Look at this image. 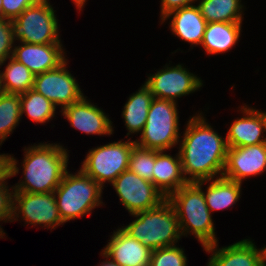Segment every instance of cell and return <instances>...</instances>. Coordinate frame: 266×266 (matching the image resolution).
Listing matches in <instances>:
<instances>
[{"instance_id": "obj_9", "label": "cell", "mask_w": 266, "mask_h": 266, "mask_svg": "<svg viewBox=\"0 0 266 266\" xmlns=\"http://www.w3.org/2000/svg\"><path fill=\"white\" fill-rule=\"evenodd\" d=\"M19 217L32 227L40 225L42 228L54 230L57 226L64 224L54 192H13L12 222L17 221Z\"/></svg>"}, {"instance_id": "obj_22", "label": "cell", "mask_w": 266, "mask_h": 266, "mask_svg": "<svg viewBox=\"0 0 266 266\" xmlns=\"http://www.w3.org/2000/svg\"><path fill=\"white\" fill-rule=\"evenodd\" d=\"M153 99L151 90L145 84L133 95H130L122 111V117L128 130L126 136L139 132L141 134Z\"/></svg>"}, {"instance_id": "obj_33", "label": "cell", "mask_w": 266, "mask_h": 266, "mask_svg": "<svg viewBox=\"0 0 266 266\" xmlns=\"http://www.w3.org/2000/svg\"><path fill=\"white\" fill-rule=\"evenodd\" d=\"M17 162L16 158L10 154H0V183H7L8 178L19 173Z\"/></svg>"}, {"instance_id": "obj_14", "label": "cell", "mask_w": 266, "mask_h": 266, "mask_svg": "<svg viewBox=\"0 0 266 266\" xmlns=\"http://www.w3.org/2000/svg\"><path fill=\"white\" fill-rule=\"evenodd\" d=\"M211 253L207 266H266V247L258 249L251 239L219 248L218 242L204 247Z\"/></svg>"}, {"instance_id": "obj_24", "label": "cell", "mask_w": 266, "mask_h": 266, "mask_svg": "<svg viewBox=\"0 0 266 266\" xmlns=\"http://www.w3.org/2000/svg\"><path fill=\"white\" fill-rule=\"evenodd\" d=\"M197 6L207 23L243 21L241 0H199Z\"/></svg>"}, {"instance_id": "obj_12", "label": "cell", "mask_w": 266, "mask_h": 266, "mask_svg": "<svg viewBox=\"0 0 266 266\" xmlns=\"http://www.w3.org/2000/svg\"><path fill=\"white\" fill-rule=\"evenodd\" d=\"M67 59L57 68L35 75L33 89L50 100L55 106H66L80 100V86L67 69Z\"/></svg>"}, {"instance_id": "obj_2", "label": "cell", "mask_w": 266, "mask_h": 266, "mask_svg": "<svg viewBox=\"0 0 266 266\" xmlns=\"http://www.w3.org/2000/svg\"><path fill=\"white\" fill-rule=\"evenodd\" d=\"M68 150L58 144L39 143L24 149L23 178L12 186L14 192L50 193L59 186L67 171Z\"/></svg>"}, {"instance_id": "obj_11", "label": "cell", "mask_w": 266, "mask_h": 266, "mask_svg": "<svg viewBox=\"0 0 266 266\" xmlns=\"http://www.w3.org/2000/svg\"><path fill=\"white\" fill-rule=\"evenodd\" d=\"M145 85L155 98L171 100L177 103L178 98L199 90L203 82L197 75L190 73L182 64L167 65L146 79Z\"/></svg>"}, {"instance_id": "obj_36", "label": "cell", "mask_w": 266, "mask_h": 266, "mask_svg": "<svg viewBox=\"0 0 266 266\" xmlns=\"http://www.w3.org/2000/svg\"><path fill=\"white\" fill-rule=\"evenodd\" d=\"M76 5L77 9L79 10V12L82 10V8L84 7L85 3L87 0H72Z\"/></svg>"}, {"instance_id": "obj_8", "label": "cell", "mask_w": 266, "mask_h": 266, "mask_svg": "<svg viewBox=\"0 0 266 266\" xmlns=\"http://www.w3.org/2000/svg\"><path fill=\"white\" fill-rule=\"evenodd\" d=\"M135 141L119 140L90 149L82 162L81 169L102 188L112 183L122 172L128 170L130 155Z\"/></svg>"}, {"instance_id": "obj_34", "label": "cell", "mask_w": 266, "mask_h": 266, "mask_svg": "<svg viewBox=\"0 0 266 266\" xmlns=\"http://www.w3.org/2000/svg\"><path fill=\"white\" fill-rule=\"evenodd\" d=\"M197 0H161V20L170 12L195 4Z\"/></svg>"}, {"instance_id": "obj_21", "label": "cell", "mask_w": 266, "mask_h": 266, "mask_svg": "<svg viewBox=\"0 0 266 266\" xmlns=\"http://www.w3.org/2000/svg\"><path fill=\"white\" fill-rule=\"evenodd\" d=\"M242 22L207 23L201 47L208 55L226 53L236 45L241 35Z\"/></svg>"}, {"instance_id": "obj_3", "label": "cell", "mask_w": 266, "mask_h": 266, "mask_svg": "<svg viewBox=\"0 0 266 266\" xmlns=\"http://www.w3.org/2000/svg\"><path fill=\"white\" fill-rule=\"evenodd\" d=\"M204 183L188 182L167 198L176 212L181 236L194 235L203 248L219 241L203 194Z\"/></svg>"}, {"instance_id": "obj_25", "label": "cell", "mask_w": 266, "mask_h": 266, "mask_svg": "<svg viewBox=\"0 0 266 266\" xmlns=\"http://www.w3.org/2000/svg\"><path fill=\"white\" fill-rule=\"evenodd\" d=\"M35 74L24 64L10 57L6 68L0 70V91L21 94L33 89Z\"/></svg>"}, {"instance_id": "obj_20", "label": "cell", "mask_w": 266, "mask_h": 266, "mask_svg": "<svg viewBox=\"0 0 266 266\" xmlns=\"http://www.w3.org/2000/svg\"><path fill=\"white\" fill-rule=\"evenodd\" d=\"M165 152V150H155L153 184L165 198H168L179 188L187 184L188 181L183 175L179 152L174 157Z\"/></svg>"}, {"instance_id": "obj_17", "label": "cell", "mask_w": 266, "mask_h": 266, "mask_svg": "<svg viewBox=\"0 0 266 266\" xmlns=\"http://www.w3.org/2000/svg\"><path fill=\"white\" fill-rule=\"evenodd\" d=\"M13 48L12 58L37 75L57 68L67 58L62 43L30 44L20 42Z\"/></svg>"}, {"instance_id": "obj_7", "label": "cell", "mask_w": 266, "mask_h": 266, "mask_svg": "<svg viewBox=\"0 0 266 266\" xmlns=\"http://www.w3.org/2000/svg\"><path fill=\"white\" fill-rule=\"evenodd\" d=\"M48 1L27 7L13 20L15 40L30 44L61 43L56 10Z\"/></svg>"}, {"instance_id": "obj_6", "label": "cell", "mask_w": 266, "mask_h": 266, "mask_svg": "<svg viewBox=\"0 0 266 266\" xmlns=\"http://www.w3.org/2000/svg\"><path fill=\"white\" fill-rule=\"evenodd\" d=\"M177 105L171 100L154 97L149 107L146 124L135 144L158 151L170 150L178 145L181 134H179Z\"/></svg>"}, {"instance_id": "obj_1", "label": "cell", "mask_w": 266, "mask_h": 266, "mask_svg": "<svg viewBox=\"0 0 266 266\" xmlns=\"http://www.w3.org/2000/svg\"><path fill=\"white\" fill-rule=\"evenodd\" d=\"M187 122L178 150L185 179L198 182L222 177L228 149L226 138H222L201 113Z\"/></svg>"}, {"instance_id": "obj_26", "label": "cell", "mask_w": 266, "mask_h": 266, "mask_svg": "<svg viewBox=\"0 0 266 266\" xmlns=\"http://www.w3.org/2000/svg\"><path fill=\"white\" fill-rule=\"evenodd\" d=\"M21 115L24 113L36 123H46L55 117L56 106L34 89L20 94Z\"/></svg>"}, {"instance_id": "obj_35", "label": "cell", "mask_w": 266, "mask_h": 266, "mask_svg": "<svg viewBox=\"0 0 266 266\" xmlns=\"http://www.w3.org/2000/svg\"><path fill=\"white\" fill-rule=\"evenodd\" d=\"M102 257L107 258L106 261L101 262L98 266H121L119 263L115 262L108 254L102 250ZM110 258V259H109Z\"/></svg>"}, {"instance_id": "obj_18", "label": "cell", "mask_w": 266, "mask_h": 266, "mask_svg": "<svg viewBox=\"0 0 266 266\" xmlns=\"http://www.w3.org/2000/svg\"><path fill=\"white\" fill-rule=\"evenodd\" d=\"M103 251L121 266H149L152 250L122 228L111 235Z\"/></svg>"}, {"instance_id": "obj_16", "label": "cell", "mask_w": 266, "mask_h": 266, "mask_svg": "<svg viewBox=\"0 0 266 266\" xmlns=\"http://www.w3.org/2000/svg\"><path fill=\"white\" fill-rule=\"evenodd\" d=\"M244 116L233 121L228 129L226 143L228 147H245L266 143V112L247 107H240Z\"/></svg>"}, {"instance_id": "obj_13", "label": "cell", "mask_w": 266, "mask_h": 266, "mask_svg": "<svg viewBox=\"0 0 266 266\" xmlns=\"http://www.w3.org/2000/svg\"><path fill=\"white\" fill-rule=\"evenodd\" d=\"M266 171V143L228 147L222 177L241 183Z\"/></svg>"}, {"instance_id": "obj_28", "label": "cell", "mask_w": 266, "mask_h": 266, "mask_svg": "<svg viewBox=\"0 0 266 266\" xmlns=\"http://www.w3.org/2000/svg\"><path fill=\"white\" fill-rule=\"evenodd\" d=\"M155 164V150L137 146L132 148L128 170L139 177L153 183V167Z\"/></svg>"}, {"instance_id": "obj_32", "label": "cell", "mask_w": 266, "mask_h": 266, "mask_svg": "<svg viewBox=\"0 0 266 266\" xmlns=\"http://www.w3.org/2000/svg\"><path fill=\"white\" fill-rule=\"evenodd\" d=\"M8 183H0V221L12 222L13 189ZM9 188V189H8ZM11 190V191H10Z\"/></svg>"}, {"instance_id": "obj_23", "label": "cell", "mask_w": 266, "mask_h": 266, "mask_svg": "<svg viewBox=\"0 0 266 266\" xmlns=\"http://www.w3.org/2000/svg\"><path fill=\"white\" fill-rule=\"evenodd\" d=\"M208 182L210 184L203 194L210 212L227 209L241 198V183L224 177L205 180V183Z\"/></svg>"}, {"instance_id": "obj_29", "label": "cell", "mask_w": 266, "mask_h": 266, "mask_svg": "<svg viewBox=\"0 0 266 266\" xmlns=\"http://www.w3.org/2000/svg\"><path fill=\"white\" fill-rule=\"evenodd\" d=\"M149 266H187L183 248L176 245L152 250Z\"/></svg>"}, {"instance_id": "obj_10", "label": "cell", "mask_w": 266, "mask_h": 266, "mask_svg": "<svg viewBox=\"0 0 266 266\" xmlns=\"http://www.w3.org/2000/svg\"><path fill=\"white\" fill-rule=\"evenodd\" d=\"M111 184L130 215L156 207L166 199L152 182L129 170L122 172Z\"/></svg>"}, {"instance_id": "obj_38", "label": "cell", "mask_w": 266, "mask_h": 266, "mask_svg": "<svg viewBox=\"0 0 266 266\" xmlns=\"http://www.w3.org/2000/svg\"><path fill=\"white\" fill-rule=\"evenodd\" d=\"M0 234H5L4 230H2L1 225H0Z\"/></svg>"}, {"instance_id": "obj_30", "label": "cell", "mask_w": 266, "mask_h": 266, "mask_svg": "<svg viewBox=\"0 0 266 266\" xmlns=\"http://www.w3.org/2000/svg\"><path fill=\"white\" fill-rule=\"evenodd\" d=\"M15 41L13 20L0 17V67L12 57Z\"/></svg>"}, {"instance_id": "obj_19", "label": "cell", "mask_w": 266, "mask_h": 266, "mask_svg": "<svg viewBox=\"0 0 266 266\" xmlns=\"http://www.w3.org/2000/svg\"><path fill=\"white\" fill-rule=\"evenodd\" d=\"M171 19L169 28L178 38L189 42L191 47L201 45L207 22L201 15L198 6L190 5L170 12L161 21Z\"/></svg>"}, {"instance_id": "obj_31", "label": "cell", "mask_w": 266, "mask_h": 266, "mask_svg": "<svg viewBox=\"0 0 266 266\" xmlns=\"http://www.w3.org/2000/svg\"><path fill=\"white\" fill-rule=\"evenodd\" d=\"M42 0H2V17L14 20L27 7L35 5Z\"/></svg>"}, {"instance_id": "obj_15", "label": "cell", "mask_w": 266, "mask_h": 266, "mask_svg": "<svg viewBox=\"0 0 266 266\" xmlns=\"http://www.w3.org/2000/svg\"><path fill=\"white\" fill-rule=\"evenodd\" d=\"M83 96L80 100L66 106L60 112L70 122L71 127L89 135L113 134L112 121L99 107Z\"/></svg>"}, {"instance_id": "obj_5", "label": "cell", "mask_w": 266, "mask_h": 266, "mask_svg": "<svg viewBox=\"0 0 266 266\" xmlns=\"http://www.w3.org/2000/svg\"><path fill=\"white\" fill-rule=\"evenodd\" d=\"M102 189L104 188L81 168L75 174L67 169L54 191L62 221L66 223L84 215L90 216L94 208L103 204Z\"/></svg>"}, {"instance_id": "obj_37", "label": "cell", "mask_w": 266, "mask_h": 266, "mask_svg": "<svg viewBox=\"0 0 266 266\" xmlns=\"http://www.w3.org/2000/svg\"><path fill=\"white\" fill-rule=\"evenodd\" d=\"M0 17H2V0H0Z\"/></svg>"}, {"instance_id": "obj_4", "label": "cell", "mask_w": 266, "mask_h": 266, "mask_svg": "<svg viewBox=\"0 0 266 266\" xmlns=\"http://www.w3.org/2000/svg\"><path fill=\"white\" fill-rule=\"evenodd\" d=\"M132 216L136 219L121 228L151 250L173 246L181 240L178 218L167 198L158 206Z\"/></svg>"}, {"instance_id": "obj_27", "label": "cell", "mask_w": 266, "mask_h": 266, "mask_svg": "<svg viewBox=\"0 0 266 266\" xmlns=\"http://www.w3.org/2000/svg\"><path fill=\"white\" fill-rule=\"evenodd\" d=\"M20 94L0 91V146L21 120Z\"/></svg>"}]
</instances>
